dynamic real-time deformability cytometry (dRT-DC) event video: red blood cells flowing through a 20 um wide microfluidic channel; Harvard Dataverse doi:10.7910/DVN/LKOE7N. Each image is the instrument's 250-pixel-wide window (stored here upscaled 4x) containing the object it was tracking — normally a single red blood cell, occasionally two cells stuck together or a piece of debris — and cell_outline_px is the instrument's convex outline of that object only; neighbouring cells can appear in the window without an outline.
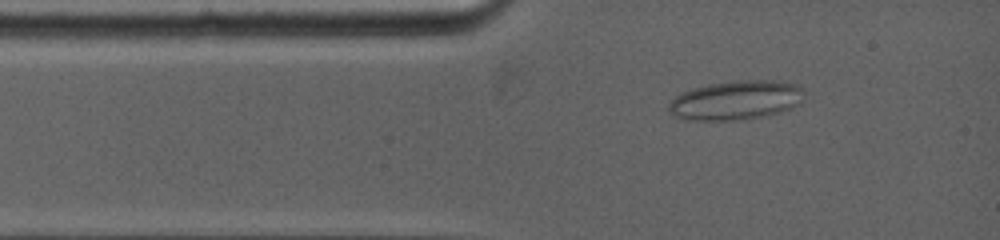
{"species": "common noctule bat (a hibernating species)", "species_latin": "Nyctalus noctula", "temperature_condition": "warm", "stored_images_in_passage": 41, "camera_frame_rate_fps": 5000, "um_per_image_px": 0.085, "animal": {"sex": "female", "body_mass_g": 19.0, "forearm_length_mm": 53.3}, "frame": {"image": 1, "passage_image": 3, "time_ms": 0.8, "image_size_px": [1000, 240], "cell_outline_px": [[804, 88], [800, 104], [780, 112], [764, 116], [736, 120], [684, 120], [672, 116], [668, 112], [668, 104], [680, 92], [692, 88], [712, 84], [736, 80], [772, 80], [800, 84]], "centroid_in_image_um": [62.54, 8.52], "position_along_channel_um": 22.5, "area_um2": 31.21}}
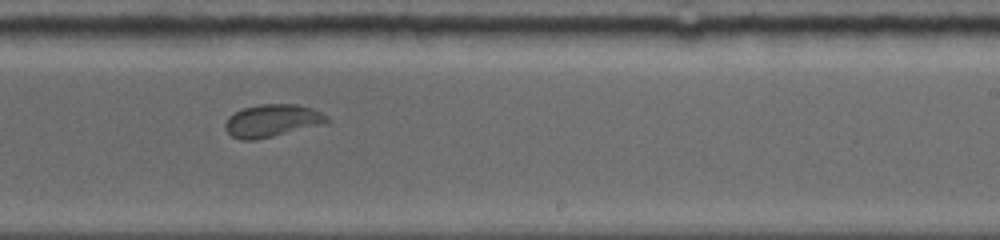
{"frame": {"image": 2, "passage_image": 20, "time_ms": 7.4, "image_size_px": [1000, 240], "cell_outline_px": [[332, 120], [324, 124], [256, 140], [240, 140], [232, 136], [224, 128], [224, 124], [228, 116], [244, 108], [260, 104], [296, 104], [312, 108], [328, 116]], "centroid_in_image_um": [23.14, 10.26], "position_along_channel_um": 265.9, "area_um2": 19.36}}
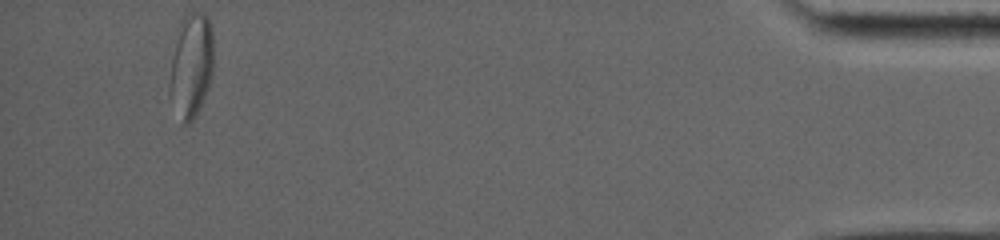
{"frame": {"image": 3, "passage_image": 41, "time_ms": 14.0, "image_size_px": [1000, 240], "cell_outline_px": [[212, 72], [204, 96], [192, 120], [188, 124], [180, 124], [168, 96], [168, 88], [172, 60], [180, 20], [188, 12], [204, 12], [208, 16], [212, 28]], "centroid_in_image_um": [16.22, 5.56], "position_along_channel_um": 419.0, "area_um2": 26.65}, "authors_computed_cell_mechanics": {"area_um2": 20.3456, "velocity_mm_per_s": 3.9011, "shape_relaxation_time_tau1_ms": null, "shape_relaxation_time_tau2_ms": 0.8755, "deformation_change_tau1": null, "deformation_change_tau2": 0.0527}}